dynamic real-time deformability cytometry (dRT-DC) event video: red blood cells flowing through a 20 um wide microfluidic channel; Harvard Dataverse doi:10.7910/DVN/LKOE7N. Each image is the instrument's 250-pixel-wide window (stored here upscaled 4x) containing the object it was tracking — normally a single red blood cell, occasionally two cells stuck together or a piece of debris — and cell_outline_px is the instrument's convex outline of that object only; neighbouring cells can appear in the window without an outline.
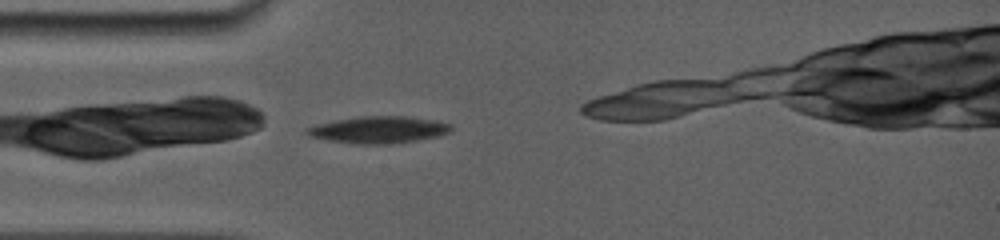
{"species": "common noctule bat (a hibernating species)", "species_latin": "Nyctalus noctula", "temperature_condition": "room temperature", "stored_images_in_passage": 48, "camera_frame_rate_fps": 5000, "um_per_image_px": 0.085, "animal": {"sex": "female", "body_mass_g": 19.0, "forearm_length_mm": 56.7}, "frame": {"image": 1, "passage_image": 1, "time_ms": 0.0, "image_size_px": [1000, 240], "cell_outline_px": [[452, 128], [448, 132], [436, 136], [416, 140], [384, 144], [356, 144], [328, 140], [308, 136], [304, 132], [304, 128], [332, 120], [360, 116], [404, 116], [436, 120], [452, 124]], "centroid_in_image_um": [32.12, 11.02], "position_along_channel_um": 52.9, "area_um2": 22.6}}
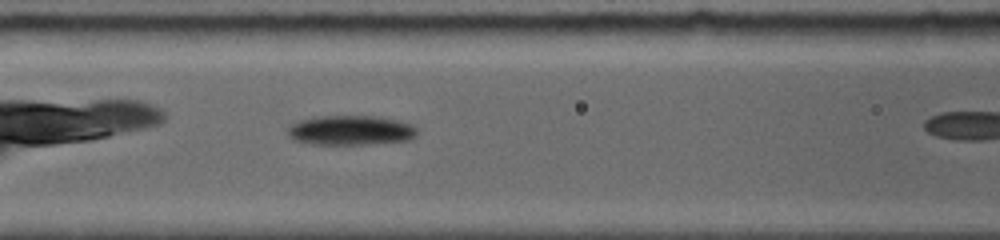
{"frame": {"image": 2, "passage_image": 13, "time_ms": 2.4, "image_size_px": [1000, 240], "cell_outline_px": [[416, 136], [408, 140], [368, 144], [312, 144], [292, 140], [288, 136], [288, 128], [296, 120], [320, 116], [372, 116], [396, 120], [412, 124], [416, 128]], "centroid_in_image_um": [29.76, 11.08], "position_along_channel_um": 136.8, "area_um2": 22.37}}
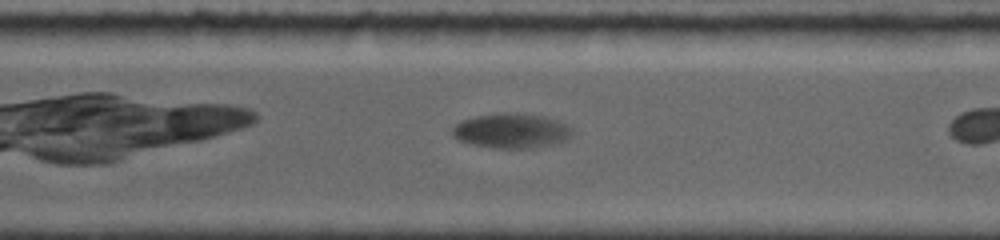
{"frame": {"image": 3, "passage_image": 39, "time_ms": 7.6, "image_size_px": [1000, 240], "cell_outline_px": [[572, 136], [564, 140], [552, 144], [528, 148], [496, 148], [476, 144], [460, 140], [452, 136], [452, 128], [460, 120], [476, 116], [508, 112], [516, 112], [540, 116], [556, 120], [568, 124], [572, 128]], "centroid_in_image_um": [43.47, 11.1], "position_along_channel_um": 327.1, "area_um2": 24.04}}